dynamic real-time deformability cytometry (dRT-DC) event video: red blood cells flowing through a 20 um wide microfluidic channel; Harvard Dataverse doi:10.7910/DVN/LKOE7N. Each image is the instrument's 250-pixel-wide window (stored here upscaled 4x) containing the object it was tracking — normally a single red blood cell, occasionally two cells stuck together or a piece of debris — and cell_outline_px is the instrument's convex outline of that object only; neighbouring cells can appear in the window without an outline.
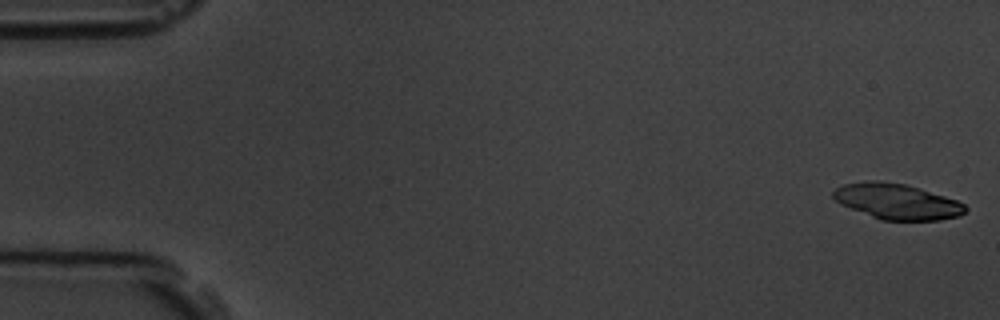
{"species": "common noctule bat (a hibernating species)", "species_latin": "Nyctalus noctula", "temperature_condition": "room temperature", "stored_images_in_passage": 4, "camera_frame_rate_fps": 3000, "um_per_image_px": 0.085, "animal": {"sex": "male", "body_mass_g": 19.5, "forearm_length_mm": 54.6}, "frame": {"image": 1, "passage_image": 1, "time_ms": 0.0, "image_size_px": [1000, 320], "cell_outline_px": [[968, 208], [960, 216], [940, 220], [880, 220], [840, 204], [832, 196], [832, 192], [836, 188], [844, 184], [868, 180], [880, 180], [904, 184], [944, 196], [956, 200], [964, 204]], "centroid_in_image_um": [76.22, 17.13], "position_along_channel_um": 8.8, "area_um2": 27.28}}